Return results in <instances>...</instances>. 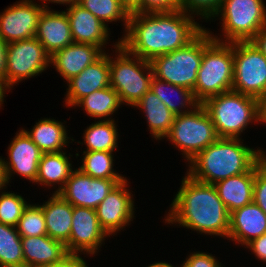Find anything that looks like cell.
I'll use <instances>...</instances> for the list:
<instances>
[{"mask_svg":"<svg viewBox=\"0 0 266 267\" xmlns=\"http://www.w3.org/2000/svg\"><path fill=\"white\" fill-rule=\"evenodd\" d=\"M148 267H174V266L166 262H155L153 264H150Z\"/></svg>","mask_w":266,"mask_h":267,"instance_id":"49","label":"cell"},{"mask_svg":"<svg viewBox=\"0 0 266 267\" xmlns=\"http://www.w3.org/2000/svg\"><path fill=\"white\" fill-rule=\"evenodd\" d=\"M255 166L246 173L214 184L217 194L229 213L253 202Z\"/></svg>","mask_w":266,"mask_h":267,"instance_id":"23","label":"cell"},{"mask_svg":"<svg viewBox=\"0 0 266 267\" xmlns=\"http://www.w3.org/2000/svg\"><path fill=\"white\" fill-rule=\"evenodd\" d=\"M24 267H42L62 260L69 253L63 242L48 235L21 237Z\"/></svg>","mask_w":266,"mask_h":267,"instance_id":"22","label":"cell"},{"mask_svg":"<svg viewBox=\"0 0 266 267\" xmlns=\"http://www.w3.org/2000/svg\"><path fill=\"white\" fill-rule=\"evenodd\" d=\"M121 4L131 13H140V0H119Z\"/></svg>","mask_w":266,"mask_h":267,"instance_id":"45","label":"cell"},{"mask_svg":"<svg viewBox=\"0 0 266 267\" xmlns=\"http://www.w3.org/2000/svg\"><path fill=\"white\" fill-rule=\"evenodd\" d=\"M204 28L180 9L172 12L131 13L119 41L130 53L151 61L183 48Z\"/></svg>","mask_w":266,"mask_h":267,"instance_id":"1","label":"cell"},{"mask_svg":"<svg viewBox=\"0 0 266 267\" xmlns=\"http://www.w3.org/2000/svg\"><path fill=\"white\" fill-rule=\"evenodd\" d=\"M223 21L221 27L225 40L212 35L220 42L250 41L266 26V6L263 0H223L215 17Z\"/></svg>","mask_w":266,"mask_h":267,"instance_id":"8","label":"cell"},{"mask_svg":"<svg viewBox=\"0 0 266 267\" xmlns=\"http://www.w3.org/2000/svg\"><path fill=\"white\" fill-rule=\"evenodd\" d=\"M42 209L46 222L47 235L66 244L72 228L73 206L58 193L43 203Z\"/></svg>","mask_w":266,"mask_h":267,"instance_id":"24","label":"cell"},{"mask_svg":"<svg viewBox=\"0 0 266 267\" xmlns=\"http://www.w3.org/2000/svg\"><path fill=\"white\" fill-rule=\"evenodd\" d=\"M150 90L151 92L156 94L157 97L175 115L189 113L193 111L192 109H195L197 106L200 105V103L194 97L193 91H191L190 89L158 80L155 77H153L151 80ZM171 93H173L175 96L177 95V97L179 98V99L177 98L178 100L177 102H174L173 99L170 98L172 96ZM183 108L184 110H182Z\"/></svg>","mask_w":266,"mask_h":267,"instance_id":"28","label":"cell"},{"mask_svg":"<svg viewBox=\"0 0 266 267\" xmlns=\"http://www.w3.org/2000/svg\"><path fill=\"white\" fill-rule=\"evenodd\" d=\"M219 138H240L248 124L258 122V99L230 90L201 104Z\"/></svg>","mask_w":266,"mask_h":267,"instance_id":"5","label":"cell"},{"mask_svg":"<svg viewBox=\"0 0 266 267\" xmlns=\"http://www.w3.org/2000/svg\"><path fill=\"white\" fill-rule=\"evenodd\" d=\"M179 9V0H140V13L172 12Z\"/></svg>","mask_w":266,"mask_h":267,"instance_id":"38","label":"cell"},{"mask_svg":"<svg viewBox=\"0 0 266 267\" xmlns=\"http://www.w3.org/2000/svg\"><path fill=\"white\" fill-rule=\"evenodd\" d=\"M104 51L92 44L73 42L55 52L50 58V64L64 80L68 81L98 60L105 53Z\"/></svg>","mask_w":266,"mask_h":267,"instance_id":"20","label":"cell"},{"mask_svg":"<svg viewBox=\"0 0 266 267\" xmlns=\"http://www.w3.org/2000/svg\"><path fill=\"white\" fill-rule=\"evenodd\" d=\"M35 38L50 56L72 44L73 38L66 12L51 11L49 7L44 9L38 22Z\"/></svg>","mask_w":266,"mask_h":267,"instance_id":"19","label":"cell"},{"mask_svg":"<svg viewBox=\"0 0 266 267\" xmlns=\"http://www.w3.org/2000/svg\"><path fill=\"white\" fill-rule=\"evenodd\" d=\"M7 153L9 162L5 158L3 159L7 182L9 183L11 180L13 173H17V175L19 174L35 183L43 152L25 133L23 128L16 133Z\"/></svg>","mask_w":266,"mask_h":267,"instance_id":"16","label":"cell"},{"mask_svg":"<svg viewBox=\"0 0 266 267\" xmlns=\"http://www.w3.org/2000/svg\"><path fill=\"white\" fill-rule=\"evenodd\" d=\"M109 55L104 53L93 64L87 66L79 75L67 81L65 104L77 107L76 104L85 96L96 90L110 86Z\"/></svg>","mask_w":266,"mask_h":267,"instance_id":"17","label":"cell"},{"mask_svg":"<svg viewBox=\"0 0 266 267\" xmlns=\"http://www.w3.org/2000/svg\"><path fill=\"white\" fill-rule=\"evenodd\" d=\"M0 266L24 267L21 236L14 226L0 223Z\"/></svg>","mask_w":266,"mask_h":267,"instance_id":"32","label":"cell"},{"mask_svg":"<svg viewBox=\"0 0 266 267\" xmlns=\"http://www.w3.org/2000/svg\"><path fill=\"white\" fill-rule=\"evenodd\" d=\"M7 45L1 37H0V78L4 82L5 71H6V54H7Z\"/></svg>","mask_w":266,"mask_h":267,"instance_id":"43","label":"cell"},{"mask_svg":"<svg viewBox=\"0 0 266 267\" xmlns=\"http://www.w3.org/2000/svg\"><path fill=\"white\" fill-rule=\"evenodd\" d=\"M115 120H99L84 131L85 151L114 152L118 147V132Z\"/></svg>","mask_w":266,"mask_h":267,"instance_id":"30","label":"cell"},{"mask_svg":"<svg viewBox=\"0 0 266 267\" xmlns=\"http://www.w3.org/2000/svg\"><path fill=\"white\" fill-rule=\"evenodd\" d=\"M104 24L107 22L123 21L125 31L128 28L130 13L119 0H78L77 2Z\"/></svg>","mask_w":266,"mask_h":267,"instance_id":"33","label":"cell"},{"mask_svg":"<svg viewBox=\"0 0 266 267\" xmlns=\"http://www.w3.org/2000/svg\"><path fill=\"white\" fill-rule=\"evenodd\" d=\"M258 122L266 124V93L258 99Z\"/></svg>","mask_w":266,"mask_h":267,"instance_id":"44","label":"cell"},{"mask_svg":"<svg viewBox=\"0 0 266 267\" xmlns=\"http://www.w3.org/2000/svg\"><path fill=\"white\" fill-rule=\"evenodd\" d=\"M107 236L94 209L73 206L71 234L65 244L68 253L95 255Z\"/></svg>","mask_w":266,"mask_h":267,"instance_id":"14","label":"cell"},{"mask_svg":"<svg viewBox=\"0 0 266 267\" xmlns=\"http://www.w3.org/2000/svg\"><path fill=\"white\" fill-rule=\"evenodd\" d=\"M50 58L35 37L8 43L4 78L8 92L20 81L45 71L49 67Z\"/></svg>","mask_w":266,"mask_h":267,"instance_id":"11","label":"cell"},{"mask_svg":"<svg viewBox=\"0 0 266 267\" xmlns=\"http://www.w3.org/2000/svg\"><path fill=\"white\" fill-rule=\"evenodd\" d=\"M44 8L32 0H21L0 13V37L14 42L35 37Z\"/></svg>","mask_w":266,"mask_h":267,"instance_id":"13","label":"cell"},{"mask_svg":"<svg viewBox=\"0 0 266 267\" xmlns=\"http://www.w3.org/2000/svg\"><path fill=\"white\" fill-rule=\"evenodd\" d=\"M266 233V214L254 202L230 213L228 240L246 245Z\"/></svg>","mask_w":266,"mask_h":267,"instance_id":"21","label":"cell"},{"mask_svg":"<svg viewBox=\"0 0 266 267\" xmlns=\"http://www.w3.org/2000/svg\"><path fill=\"white\" fill-rule=\"evenodd\" d=\"M28 203L17 193H0V223L16 227Z\"/></svg>","mask_w":266,"mask_h":267,"instance_id":"35","label":"cell"},{"mask_svg":"<svg viewBox=\"0 0 266 267\" xmlns=\"http://www.w3.org/2000/svg\"><path fill=\"white\" fill-rule=\"evenodd\" d=\"M76 105L83 107L86 114L95 118V120L96 118L98 120L101 118H104L103 120H112L107 117L116 112L122 103L118 93L111 86H108L85 96Z\"/></svg>","mask_w":266,"mask_h":267,"instance_id":"29","label":"cell"},{"mask_svg":"<svg viewBox=\"0 0 266 267\" xmlns=\"http://www.w3.org/2000/svg\"><path fill=\"white\" fill-rule=\"evenodd\" d=\"M124 179H96L75 169L58 194L72 206L96 209Z\"/></svg>","mask_w":266,"mask_h":267,"instance_id":"12","label":"cell"},{"mask_svg":"<svg viewBox=\"0 0 266 267\" xmlns=\"http://www.w3.org/2000/svg\"><path fill=\"white\" fill-rule=\"evenodd\" d=\"M66 152L43 153L39 162L38 176L36 184L52 187L58 184V188L54 193H58L66 184V181L73 172L72 164L69 157L72 155Z\"/></svg>","mask_w":266,"mask_h":267,"instance_id":"25","label":"cell"},{"mask_svg":"<svg viewBox=\"0 0 266 267\" xmlns=\"http://www.w3.org/2000/svg\"><path fill=\"white\" fill-rule=\"evenodd\" d=\"M211 33L204 28L183 48L153 58L150 61L153 77L193 91L203 52L214 40Z\"/></svg>","mask_w":266,"mask_h":267,"instance_id":"4","label":"cell"},{"mask_svg":"<svg viewBox=\"0 0 266 267\" xmlns=\"http://www.w3.org/2000/svg\"><path fill=\"white\" fill-rule=\"evenodd\" d=\"M114 48L116 57H109L110 86L118 93L122 104L134 107L150 90L153 78L150 61L130 53L120 41Z\"/></svg>","mask_w":266,"mask_h":267,"instance_id":"6","label":"cell"},{"mask_svg":"<svg viewBox=\"0 0 266 267\" xmlns=\"http://www.w3.org/2000/svg\"><path fill=\"white\" fill-rule=\"evenodd\" d=\"M67 10L65 12L70 23L73 42L92 44L102 50L110 35L108 24H104L78 3L70 5Z\"/></svg>","mask_w":266,"mask_h":267,"instance_id":"18","label":"cell"},{"mask_svg":"<svg viewBox=\"0 0 266 267\" xmlns=\"http://www.w3.org/2000/svg\"><path fill=\"white\" fill-rule=\"evenodd\" d=\"M134 107H139L145 113L150 134L156 140L164 139L169 133L175 114L149 90Z\"/></svg>","mask_w":266,"mask_h":267,"instance_id":"26","label":"cell"},{"mask_svg":"<svg viewBox=\"0 0 266 267\" xmlns=\"http://www.w3.org/2000/svg\"><path fill=\"white\" fill-rule=\"evenodd\" d=\"M266 56V26L250 40Z\"/></svg>","mask_w":266,"mask_h":267,"instance_id":"42","label":"cell"},{"mask_svg":"<svg viewBox=\"0 0 266 267\" xmlns=\"http://www.w3.org/2000/svg\"><path fill=\"white\" fill-rule=\"evenodd\" d=\"M42 267H88V265L79 254L69 253L62 260Z\"/></svg>","mask_w":266,"mask_h":267,"instance_id":"41","label":"cell"},{"mask_svg":"<svg viewBox=\"0 0 266 267\" xmlns=\"http://www.w3.org/2000/svg\"><path fill=\"white\" fill-rule=\"evenodd\" d=\"M175 194L165 222L179 224L210 236L228 238L229 218L225 204L213 184H206L186 174Z\"/></svg>","mask_w":266,"mask_h":267,"instance_id":"2","label":"cell"},{"mask_svg":"<svg viewBox=\"0 0 266 267\" xmlns=\"http://www.w3.org/2000/svg\"><path fill=\"white\" fill-rule=\"evenodd\" d=\"M16 228L21 237L47 235L42 206L39 204L34 205L29 203L24 209Z\"/></svg>","mask_w":266,"mask_h":267,"instance_id":"34","label":"cell"},{"mask_svg":"<svg viewBox=\"0 0 266 267\" xmlns=\"http://www.w3.org/2000/svg\"><path fill=\"white\" fill-rule=\"evenodd\" d=\"M113 156V152L83 151V163L78 169L96 179H126L114 171Z\"/></svg>","mask_w":266,"mask_h":267,"instance_id":"31","label":"cell"},{"mask_svg":"<svg viewBox=\"0 0 266 267\" xmlns=\"http://www.w3.org/2000/svg\"><path fill=\"white\" fill-rule=\"evenodd\" d=\"M41 1H43V8L44 9H47V7H48V5H46V3L47 4H49V2L50 3H58V4H65V5H72V4H74V3H77L78 2V0H41ZM45 1H46V3H45Z\"/></svg>","mask_w":266,"mask_h":267,"instance_id":"47","label":"cell"},{"mask_svg":"<svg viewBox=\"0 0 266 267\" xmlns=\"http://www.w3.org/2000/svg\"><path fill=\"white\" fill-rule=\"evenodd\" d=\"M127 187V179L119 182L95 209L98 221L109 237L133 221V195Z\"/></svg>","mask_w":266,"mask_h":267,"instance_id":"15","label":"cell"},{"mask_svg":"<svg viewBox=\"0 0 266 267\" xmlns=\"http://www.w3.org/2000/svg\"><path fill=\"white\" fill-rule=\"evenodd\" d=\"M245 246V248H250L256 258L266 263V233L253 239Z\"/></svg>","mask_w":266,"mask_h":267,"instance_id":"40","label":"cell"},{"mask_svg":"<svg viewBox=\"0 0 266 267\" xmlns=\"http://www.w3.org/2000/svg\"><path fill=\"white\" fill-rule=\"evenodd\" d=\"M232 90L259 99L266 93V56L251 42H233Z\"/></svg>","mask_w":266,"mask_h":267,"instance_id":"10","label":"cell"},{"mask_svg":"<svg viewBox=\"0 0 266 267\" xmlns=\"http://www.w3.org/2000/svg\"><path fill=\"white\" fill-rule=\"evenodd\" d=\"M233 42L213 40L204 50L194 97L202 104L210 97L232 90L233 86Z\"/></svg>","mask_w":266,"mask_h":267,"instance_id":"7","label":"cell"},{"mask_svg":"<svg viewBox=\"0 0 266 267\" xmlns=\"http://www.w3.org/2000/svg\"><path fill=\"white\" fill-rule=\"evenodd\" d=\"M7 90H8V88L4 84L3 80L0 78V105L1 106H2V104L4 102V97H5V93H6Z\"/></svg>","mask_w":266,"mask_h":267,"instance_id":"48","label":"cell"},{"mask_svg":"<svg viewBox=\"0 0 266 267\" xmlns=\"http://www.w3.org/2000/svg\"><path fill=\"white\" fill-rule=\"evenodd\" d=\"M43 153L61 152L69 143L65 125L55 119H40L33 129H23Z\"/></svg>","mask_w":266,"mask_h":267,"instance_id":"27","label":"cell"},{"mask_svg":"<svg viewBox=\"0 0 266 267\" xmlns=\"http://www.w3.org/2000/svg\"><path fill=\"white\" fill-rule=\"evenodd\" d=\"M166 137L183 152L188 163L219 138L214 123L201 104L189 113L176 115Z\"/></svg>","mask_w":266,"mask_h":267,"instance_id":"9","label":"cell"},{"mask_svg":"<svg viewBox=\"0 0 266 267\" xmlns=\"http://www.w3.org/2000/svg\"><path fill=\"white\" fill-rule=\"evenodd\" d=\"M8 185L7 179H6V173L4 168V162L3 159L0 158V190L6 189L5 187Z\"/></svg>","mask_w":266,"mask_h":267,"instance_id":"46","label":"cell"},{"mask_svg":"<svg viewBox=\"0 0 266 267\" xmlns=\"http://www.w3.org/2000/svg\"><path fill=\"white\" fill-rule=\"evenodd\" d=\"M181 267H223L212 254L194 252L188 255Z\"/></svg>","mask_w":266,"mask_h":267,"instance_id":"39","label":"cell"},{"mask_svg":"<svg viewBox=\"0 0 266 267\" xmlns=\"http://www.w3.org/2000/svg\"><path fill=\"white\" fill-rule=\"evenodd\" d=\"M241 138H218L190 161L187 174L206 184H215L251 170L266 154L244 146Z\"/></svg>","mask_w":266,"mask_h":267,"instance_id":"3","label":"cell"},{"mask_svg":"<svg viewBox=\"0 0 266 267\" xmlns=\"http://www.w3.org/2000/svg\"><path fill=\"white\" fill-rule=\"evenodd\" d=\"M253 202L266 214V155L255 165Z\"/></svg>","mask_w":266,"mask_h":267,"instance_id":"37","label":"cell"},{"mask_svg":"<svg viewBox=\"0 0 266 267\" xmlns=\"http://www.w3.org/2000/svg\"><path fill=\"white\" fill-rule=\"evenodd\" d=\"M223 0H179V9L187 15H197L202 19L212 20L219 12Z\"/></svg>","mask_w":266,"mask_h":267,"instance_id":"36","label":"cell"}]
</instances>
